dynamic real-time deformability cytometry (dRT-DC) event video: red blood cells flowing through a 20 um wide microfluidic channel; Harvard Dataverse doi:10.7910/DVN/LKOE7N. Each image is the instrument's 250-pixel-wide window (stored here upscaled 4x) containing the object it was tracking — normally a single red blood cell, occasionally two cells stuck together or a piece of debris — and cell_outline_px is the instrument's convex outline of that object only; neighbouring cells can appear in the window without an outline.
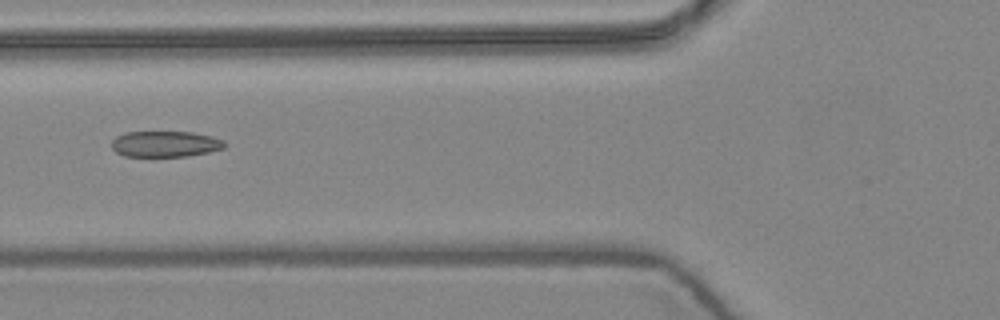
{"species": "common noctule bat (a hibernating species)", "species_latin": "Nyctalus noctula", "temperature_condition": "warm", "stored_images_in_passage": 5, "camera_frame_rate_fps": 3000, "um_per_image_px": 0.085, "animal": {"sex": "female", "body_mass_g": 24.6, "forearm_length_mm": 56.2}, "frame": {"image": 1, "passage_image": 3, "time_ms": 0.667, "image_size_px": [1000, 320], "cell_outline_px": [[228, 144], [224, 148], [208, 152], [188, 156], [124, 156], [116, 152], [112, 148], [112, 140], [116, 136], [124, 132], [192, 132], [212, 136], [224, 140]], "centroid_in_image_um": [14.06, 12.23], "position_along_channel_um": 111.7, "area_um2": 17.17}}
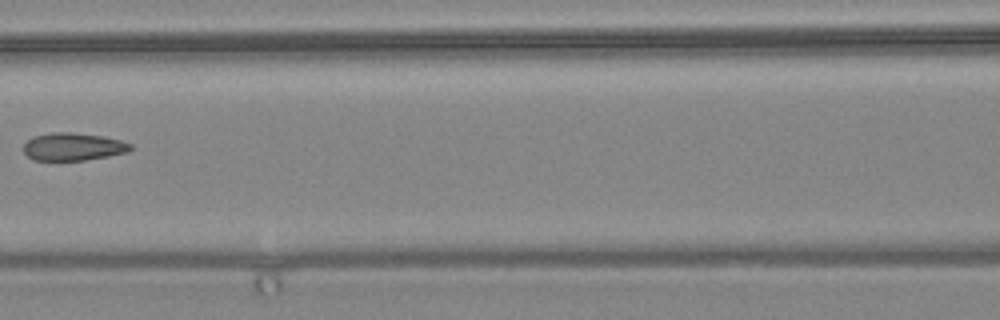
{"frame": {"image": 2, "passage_image": 4, "time_ms": 1.0, "image_size_px": [1000, 320], "cell_outline_px": [[132, 148], [128, 152], [108, 156], [84, 160], [32, 160], [24, 152], [24, 144], [28, 140], [36, 136], [52, 132], [72, 132], [104, 136], [120, 140], [132, 144]], "centroid_in_image_um": [6.23, 12.47], "position_along_channel_um": 160.4, "area_um2": 17.22}}
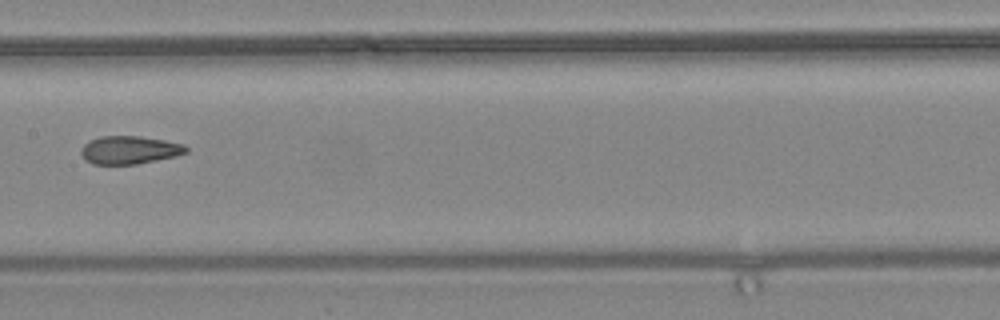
{"frame": {"image": 3, "passage_image": 5, "time_ms": 1.333, "image_size_px": [1000, 320], "cell_outline_px": [[188, 152], [176, 156], [136, 164], [92, 164], [84, 160], [80, 152], [80, 148], [88, 140], [100, 136], [140, 136], [164, 140], [184, 144], [188, 148]], "centroid_in_image_um": [10.97, 12.74], "position_along_channel_um": 196.4, "area_um2": 17.34}}